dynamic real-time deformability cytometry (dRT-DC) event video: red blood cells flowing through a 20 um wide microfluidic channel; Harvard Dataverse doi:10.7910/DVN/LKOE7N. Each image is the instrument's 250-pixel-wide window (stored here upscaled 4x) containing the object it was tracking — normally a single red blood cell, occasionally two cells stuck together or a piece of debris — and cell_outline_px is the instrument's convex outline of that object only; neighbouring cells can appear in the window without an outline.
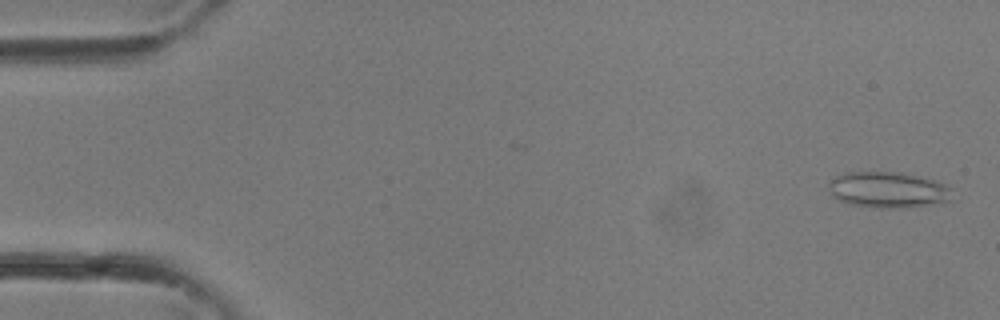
{"species": "common noctule bat (a hibernating species)", "species_latin": "Nyctalus noctula", "temperature_condition": "room temperature", "stored_images_in_passage": 33, "camera_frame_rate_fps": 3000, "um_per_image_px": 0.085, "animal": {"sex": "female"}, "frame": {"image": 1, "passage_image": 1, "time_ms": 0.0, "image_size_px": [1000, 320], "cell_outline_px": [[952, 188], [948, 200], [900, 208], [872, 208], [848, 204], [832, 196], [828, 184], [836, 176], [844, 172], [900, 172], [940, 180]], "centroid_in_image_um": [75.45, 16.12], "position_along_channel_um": 9.5, "area_um2": 25.89}}
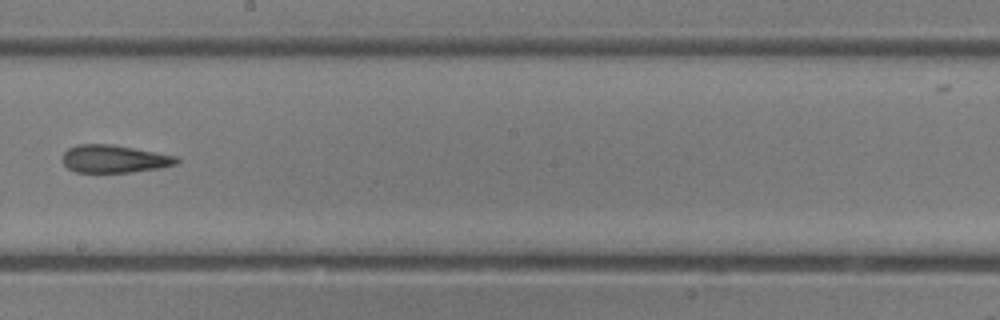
{"frame": {"image": 2, "passage_image": 19, "time_ms": 6.0, "image_size_px": [1000, 320], "cell_outline_px": [[180, 160], [176, 164], [160, 168], [132, 172], [76, 172], [68, 168], [60, 160], [64, 152], [68, 148], [76, 144], [112, 144], [176, 156]], "centroid_in_image_um": [9.67, 13.5], "position_along_channel_um": 238.5, "area_um2": 18.5}}
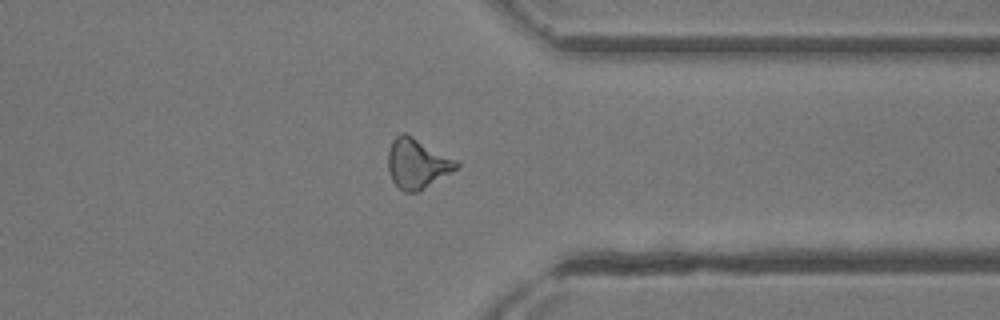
{"frame": {"image": 3, "passage_image": 26, "time_ms": 8.333, "image_size_px": [1000, 320], "cell_outline_px": [[460, 164], [456, 168], [420, 192], [404, 192], [392, 180], [388, 168], [388, 152], [392, 140], [400, 132], [404, 132], [412, 136], [456, 160]], "centroid_in_image_um": [35.43, 13.9], "position_along_channel_um": 376.0, "area_um2": 19.59}}